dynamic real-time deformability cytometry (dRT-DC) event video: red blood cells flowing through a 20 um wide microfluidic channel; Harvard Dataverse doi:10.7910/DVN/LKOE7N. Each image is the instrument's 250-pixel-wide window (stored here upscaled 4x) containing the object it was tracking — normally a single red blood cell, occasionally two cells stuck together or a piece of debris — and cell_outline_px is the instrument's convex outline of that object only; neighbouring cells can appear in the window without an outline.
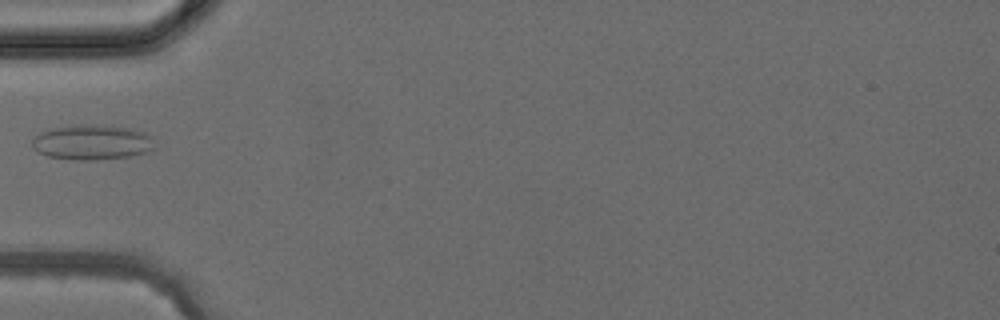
{"species": "common noctule bat (a hibernating species)", "species_latin": "Nyctalus noctula", "temperature_condition": "cold", "stored_images_in_passage": 4, "camera_frame_rate_fps": 3000, "um_per_image_px": 0.085, "animal": {"sex": "female", "body_mass_g": 24.6, "forearm_length_mm": 56.2}, "frame": {"image": 1, "passage_image": 4, "time_ms": 3.667, "image_size_px": [1000, 320], "cell_outline_px": [[152, 148], [148, 152], [128, 156], [92, 160], [72, 160], [48, 156], [32, 148], [32, 140], [40, 132], [52, 128], [80, 124], [84, 124], [132, 128], [144, 132], [152, 136]], "centroid_in_image_um": [7.8, 12.09], "position_along_channel_um": 77.2, "area_um2": 24.85}}